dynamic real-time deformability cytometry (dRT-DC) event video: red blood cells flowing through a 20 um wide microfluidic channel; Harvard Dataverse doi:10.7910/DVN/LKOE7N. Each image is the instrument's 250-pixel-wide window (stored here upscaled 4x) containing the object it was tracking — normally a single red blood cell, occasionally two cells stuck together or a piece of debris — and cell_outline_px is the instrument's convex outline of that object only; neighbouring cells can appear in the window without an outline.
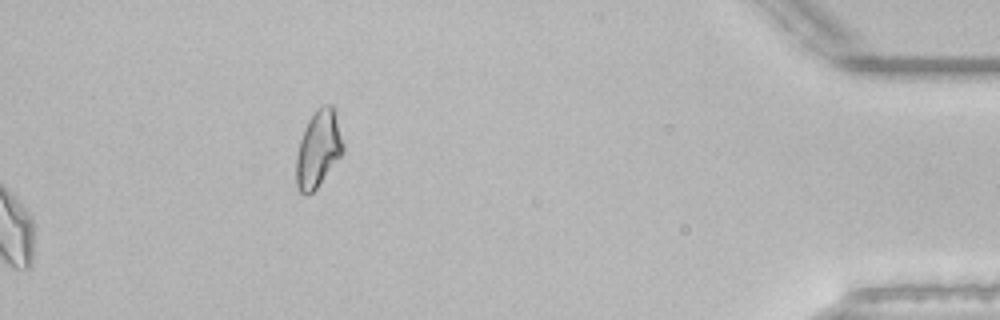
{"species": "common noctule bat (a hibernating species)", "species_latin": "Nyctalus noctula", "temperature_condition": "room temperature", "stored_images_in_passage": 53, "camera_frame_rate_fps": 3000, "um_per_image_px": 0.085, "animal": {"sex": "male", "body_mass_g": 21.5, "forearm_length_mm": 52.0}, "frame": {"image": 1, "passage_image": 53, "time_ms": 17.333, "image_size_px": [1000, 320], "cell_outline_px": [[344, 152], [316, 188], [312, 192], [304, 196], [296, 188], [296, 156], [300, 140], [308, 120], [316, 108], [324, 104], [332, 104], [344, 144]], "centroid_in_image_um": [27.04, 12.66], "position_along_channel_um": 408.2, "area_um2": 20.92}, "authors_computed_cell_mechanics": {"area_um2": 19.074, "velocity_mm_per_s": 3.8694, "shape_relaxation_time_tau1_ms": 5.2179, "shape_relaxation_time_tau2_ms": 3.2352, "deformation_change_tau1": 0.1511, "deformation_change_tau2": 0.076}}